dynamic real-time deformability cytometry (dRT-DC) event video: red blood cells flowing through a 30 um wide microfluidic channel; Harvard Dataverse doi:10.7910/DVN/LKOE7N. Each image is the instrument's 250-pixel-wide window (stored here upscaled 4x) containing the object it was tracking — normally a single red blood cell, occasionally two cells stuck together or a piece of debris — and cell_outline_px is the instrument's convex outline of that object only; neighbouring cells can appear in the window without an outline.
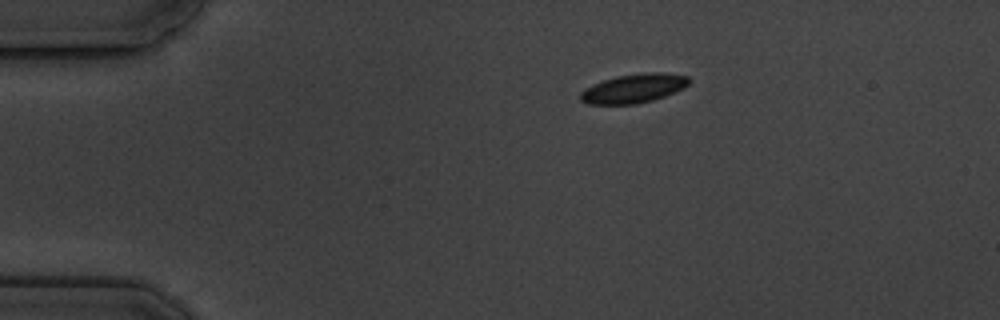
{"species": "common noctule bat (a hibernating species)", "species_latin": "Nyctalus noctula", "temperature_condition": "cold", "stored_images_in_passage": 2, "camera_frame_rate_fps": 3000, "um_per_image_px": 0.085, "animal": {"sex": "male", "body_mass_g": 19.5, "forearm_length_mm": 54.6}, "frame": {"image": 1, "passage_image": 1, "time_ms": 0.0, "image_size_px": [1000, 320], "cell_outline_px": [[692, 80], [684, 88], [664, 96], [652, 100], [636, 104], [588, 104], [580, 100], [580, 92], [604, 80], [616, 76], [640, 72], [660, 72], [688, 76]], "centroid_in_image_um": [53.9, 7.5], "position_along_channel_um": 31.1, "area_um2": 18.26}}